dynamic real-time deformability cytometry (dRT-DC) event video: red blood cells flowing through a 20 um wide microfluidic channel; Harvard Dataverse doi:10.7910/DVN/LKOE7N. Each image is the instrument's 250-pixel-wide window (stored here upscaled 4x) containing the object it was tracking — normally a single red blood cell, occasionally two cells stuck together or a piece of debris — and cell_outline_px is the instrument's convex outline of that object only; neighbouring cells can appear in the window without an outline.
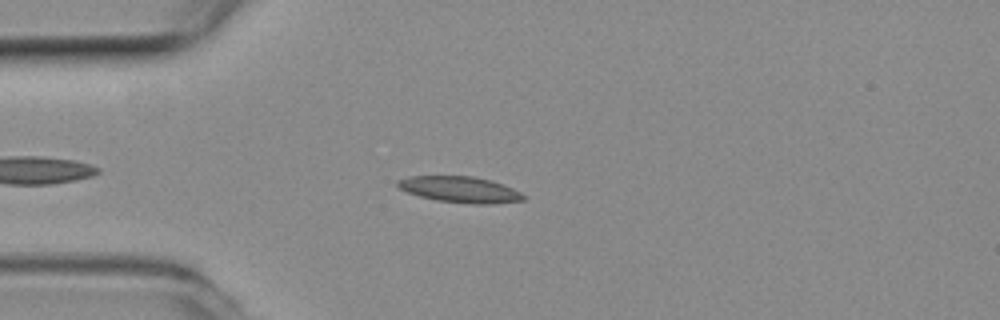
{"species": "common noctule bat (a hibernating species)", "species_latin": "Nyctalus noctula", "temperature_condition": "room temperature", "stored_images_in_passage": 2, "camera_frame_rate_fps": 3000, "um_per_image_px": 0.085, "animal": {"sex": "female", "body_mass_g": 19.3, "forearm_length_mm": 54.1}, "frame": {"image": 1, "passage_image": 2, "time_ms": 0.333, "image_size_px": [1000, 320], "cell_outline_px": [[528, 196], [524, 200], [492, 204], [472, 204], [436, 200], [420, 196], [408, 192], [400, 188], [396, 184], [396, 180], [408, 176], [472, 176], [492, 180], [504, 184]], "centroid_in_image_um": [39.13, 16.1], "position_along_channel_um": 45.9, "area_um2": 19.25}}